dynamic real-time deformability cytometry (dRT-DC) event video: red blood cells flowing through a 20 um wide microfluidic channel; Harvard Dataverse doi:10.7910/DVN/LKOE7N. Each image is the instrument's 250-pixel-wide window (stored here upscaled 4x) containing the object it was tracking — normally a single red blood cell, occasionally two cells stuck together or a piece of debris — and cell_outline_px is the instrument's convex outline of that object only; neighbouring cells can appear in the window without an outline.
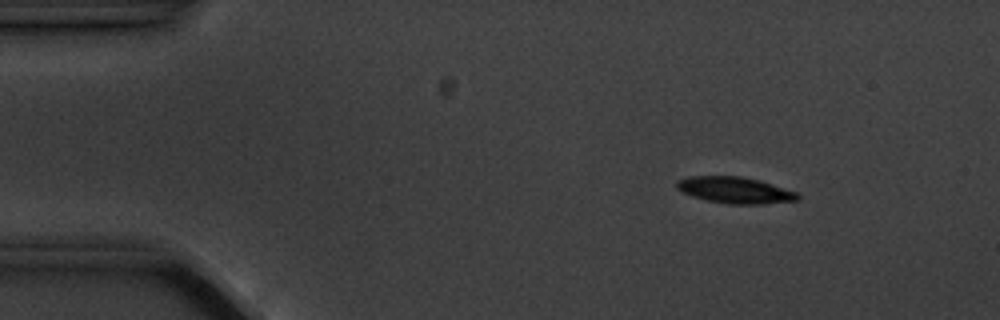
{"species": "common noctule bat (a hibernating species)", "species_latin": "Nyctalus noctula", "temperature_condition": "cold", "stored_images_in_passage": 6, "camera_frame_rate_fps": 3000, "um_per_image_px": 0.085, "animal": {"sex": "male", "body_mass_g": 20.1, "forearm_length_mm": 53.5}, "frame": {"image": 1, "passage_image": 3, "time_ms": 2.333, "image_size_px": [1000, 320], "cell_outline_px": [[800, 200], [764, 204], [728, 204], [708, 200], [692, 196], [676, 188], [676, 180], [688, 176], [740, 176], [760, 180], [796, 192], [800, 196]], "centroid_in_image_um": [62.48, 16.16], "position_along_channel_um": 22.5, "area_um2": 18.61}}